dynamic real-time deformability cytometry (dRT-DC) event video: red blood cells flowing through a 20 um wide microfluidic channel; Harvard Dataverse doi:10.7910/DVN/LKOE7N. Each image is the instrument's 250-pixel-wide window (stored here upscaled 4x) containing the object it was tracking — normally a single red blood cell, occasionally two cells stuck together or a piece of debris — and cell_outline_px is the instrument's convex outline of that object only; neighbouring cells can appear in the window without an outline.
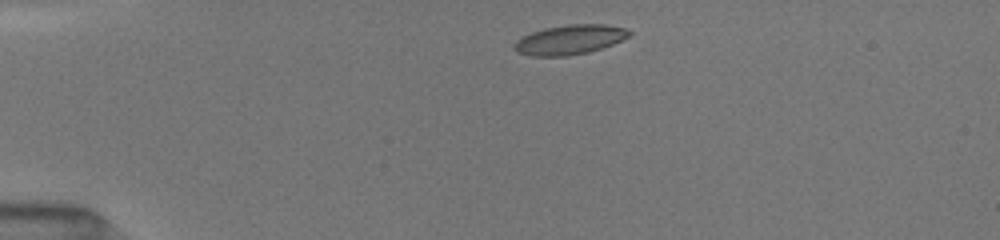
{"species": "common noctule bat (a hibernating species)", "species_latin": "Nyctalus noctula", "temperature_condition": "room temperature", "stored_images_in_passage": 9, "camera_frame_rate_fps": 3000, "um_per_image_px": 0.085, "animal": {"sex": "female", "body_mass_g": 19.5, "forearm_length_mm": 54.1}, "frame": {"image": 1, "passage_image": 1, "time_ms": 0.0, "image_size_px": [1000, 240], "cell_outline_px": [[632, 32], [628, 36], [612, 44], [588, 52], [568, 56], [532, 56], [516, 52], [512, 48], [516, 40], [532, 32], [544, 28], [568, 24], [608, 24], [624, 28]], "centroid_in_image_um": [48.39, 3.37], "position_along_channel_um": 36.6, "area_um2": 19.77}}
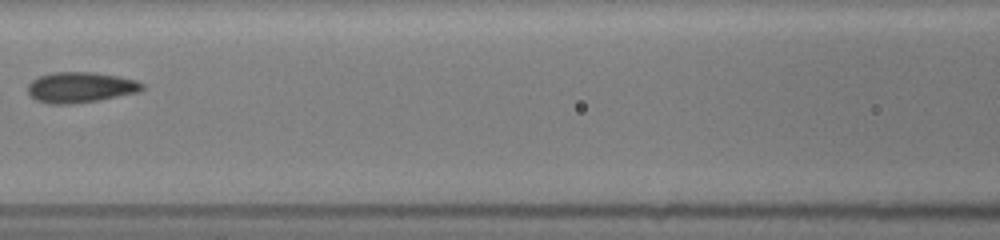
{"frame": {"image": 2, "passage_image": 5, "time_ms": 4.333, "image_size_px": [1000, 240], "cell_outline_px": [[144, 88], [140, 92], [100, 100], [72, 104], [48, 104], [36, 100], [28, 92], [28, 84], [32, 80], [40, 76], [52, 72], [92, 72], [120, 76], [136, 80], [144, 84]], "centroid_in_image_um": [6.86, 7.43], "position_along_channel_um": 159.7, "area_um2": 20.58}}
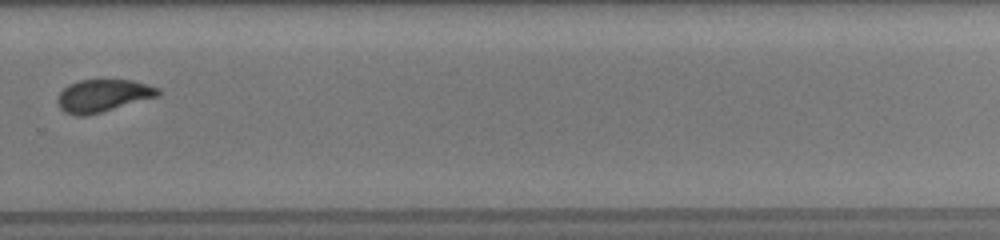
{"frame": {"image": 3, "passage_image": 9, "time_ms": 8.333, "image_size_px": [1000, 240], "cell_outline_px": [[160, 96], [88, 116], [76, 116], [64, 112], [60, 108], [56, 100], [60, 92], [68, 84], [80, 80], [132, 80], [148, 84], [160, 88]], "centroid_in_image_um": [8.76, 8.14], "position_along_channel_um": 321.0, "area_um2": 19.31}}